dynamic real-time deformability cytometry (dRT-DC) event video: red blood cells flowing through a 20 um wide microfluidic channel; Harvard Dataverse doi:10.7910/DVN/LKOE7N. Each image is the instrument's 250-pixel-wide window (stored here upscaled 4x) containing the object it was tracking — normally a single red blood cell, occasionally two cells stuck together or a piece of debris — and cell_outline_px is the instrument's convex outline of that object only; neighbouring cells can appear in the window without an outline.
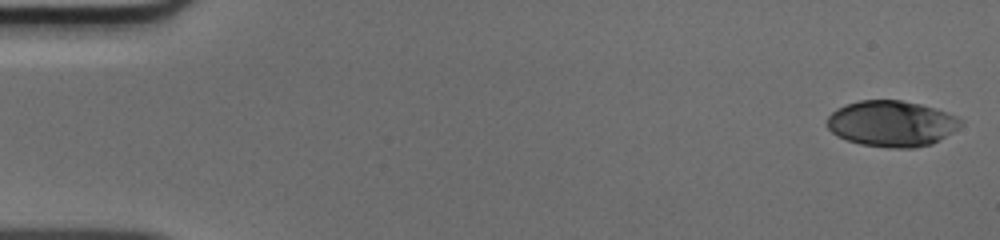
{"species": "human", "species_latin": "Homo sapiens", "temperature_condition": "cold", "stored_images_in_passage": 51, "segment_of_instrument_passage": [1, 2], "camera_frame_rate_fps": 3000, "um_per_image_px": 0.085, "donor": {"sex": "male"}, "frame": {"image": 1, "passage_image": 1, "time_ms": 0.0, "image_size_px": [1000, 240], "cell_outline_px": [[964, 120], [952, 132], [932, 144], [912, 148], [888, 148], [860, 144], [836, 136], [828, 128], [828, 116], [836, 108], [844, 104], [860, 100], [900, 100], [920, 104], [956, 116]], "centroid_in_image_um": [75.75, 10.51], "position_along_channel_um": 9.3, "area_um2": 35.6}}
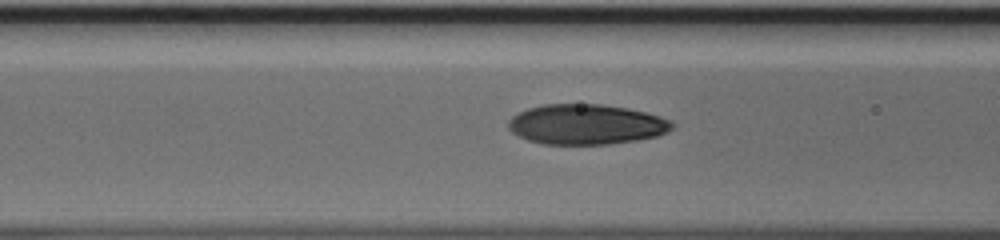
{"frame": {"image": 2, "passage_image": 20, "time_ms": 6.333, "image_size_px": [1000, 240], "cell_outline_px": [[676, 124], [668, 132], [656, 136], [636, 140], [608, 144], [540, 144], [528, 140], [512, 132], [508, 128], [508, 120], [512, 116], [528, 108], [544, 104], [600, 104], [628, 108], [660, 116], [672, 120]], "centroid_in_image_um": [49.84, 10.57], "position_along_channel_um": 116.8, "area_um2": 38.44}}
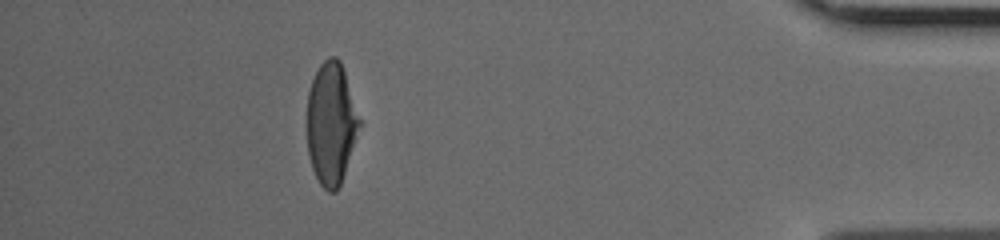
{"frame": {"image": 3, "passage_image": 45, "time_ms": 14.667, "image_size_px": [1000, 240], "cell_outline_px": [[360, 124], [340, 184], [336, 192], [328, 192], [320, 184], [312, 168], [308, 156], [308, 92], [312, 80], [320, 64], [328, 56], [336, 56], [340, 60], [360, 120]], "centroid_in_image_um": [28.12, 10.49], "position_along_channel_um": 407.1, "area_um2": 36.47}}